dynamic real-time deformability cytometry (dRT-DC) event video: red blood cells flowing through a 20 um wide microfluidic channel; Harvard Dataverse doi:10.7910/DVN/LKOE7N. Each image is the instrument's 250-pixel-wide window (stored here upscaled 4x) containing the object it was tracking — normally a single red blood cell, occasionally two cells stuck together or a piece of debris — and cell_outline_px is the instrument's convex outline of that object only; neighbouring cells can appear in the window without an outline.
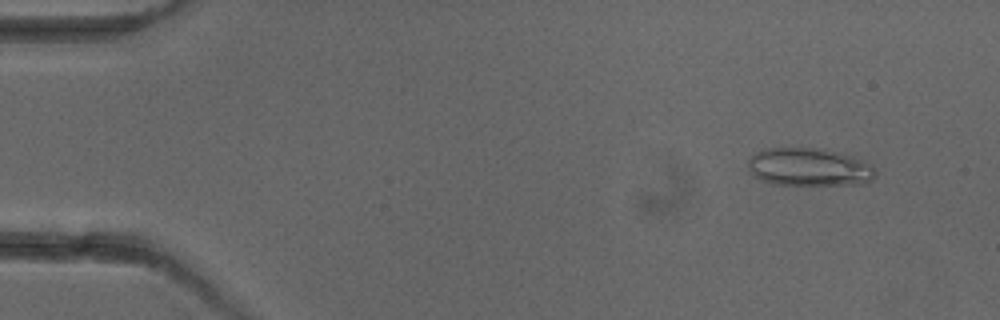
{"species": "common noctule bat (a hibernating species)", "species_latin": "Nyctalus noctula", "temperature_condition": "cold", "stored_images_in_passage": 5, "camera_frame_rate_fps": 3000, "um_per_image_px": 0.085, "animal": {"sex": "female"}, "frame": {"image": 1, "passage_image": 2, "time_ms": 1.0, "image_size_px": [1000, 320], "cell_outline_px": [[876, 172], [872, 180], [860, 184], [772, 184], [760, 180], [752, 176], [748, 168], [748, 160], [756, 152], [764, 148], [824, 148], [852, 156], [864, 160], [872, 164]], "centroid_in_image_um": [68.76, 14.19], "position_along_channel_um": 16.2, "area_um2": 28.38}}